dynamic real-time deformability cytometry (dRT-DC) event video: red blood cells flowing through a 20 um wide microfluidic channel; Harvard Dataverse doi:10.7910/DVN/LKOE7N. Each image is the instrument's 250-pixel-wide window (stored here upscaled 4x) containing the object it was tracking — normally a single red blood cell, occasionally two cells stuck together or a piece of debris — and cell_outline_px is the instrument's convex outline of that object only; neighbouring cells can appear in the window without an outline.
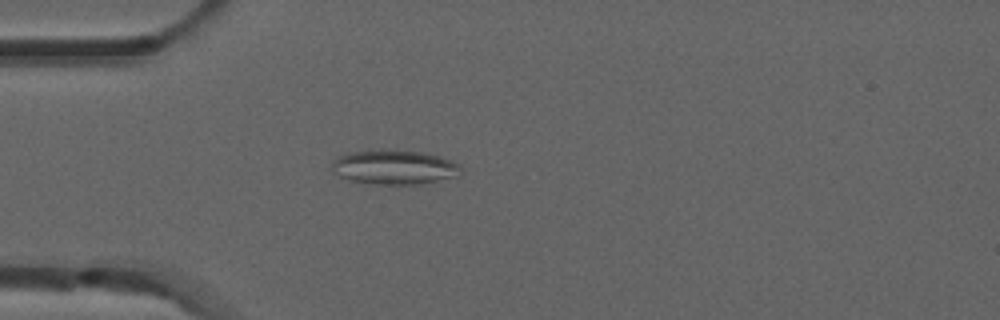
{"species": "common noctule bat (a hibernating species)", "species_latin": "Nyctalus noctula", "temperature_condition": "room temperature", "stored_images_in_passage": 1, "camera_frame_rate_fps": 3000, "um_per_image_px": 0.085, "animal": {"sex": "male", "forearm_length_mm": 52.5}, "frame": {"image": 1, "passage_image": 1, "time_ms": 0.0, "image_size_px": [1000, 320], "cell_outline_px": [[464, 168], [456, 176], [424, 184], [376, 184], [348, 180], [332, 172], [332, 160], [336, 156], [344, 152], [424, 152], [440, 156], [452, 160], [460, 164]], "centroid_in_image_um": [33.53, 14.24], "position_along_channel_um": 51.5, "area_um2": 25.55}}